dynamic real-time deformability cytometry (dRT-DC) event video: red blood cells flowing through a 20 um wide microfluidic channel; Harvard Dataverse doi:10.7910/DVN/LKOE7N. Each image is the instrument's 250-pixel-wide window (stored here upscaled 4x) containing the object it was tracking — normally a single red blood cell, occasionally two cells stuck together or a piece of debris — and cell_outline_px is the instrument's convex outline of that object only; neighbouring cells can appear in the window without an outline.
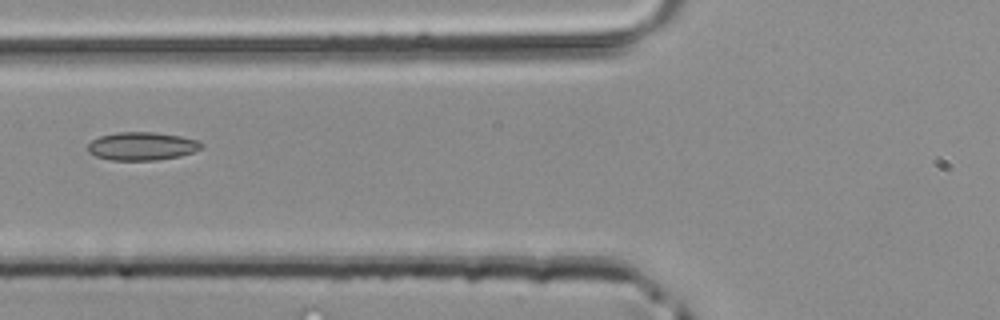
{"species": "common noctule bat (a hibernating species)", "species_latin": "Nyctalus noctula", "temperature_condition": "room temperature", "stored_images_in_passage": 6, "camera_frame_rate_fps": 3000, "um_per_image_px": 0.085, "animal": {"sex": "male", "body_mass_g": 20.4}, "frame": {"image": 1, "passage_image": 5, "time_ms": 1.333, "image_size_px": [1000, 320], "cell_outline_px": [[204, 148], [180, 156], [156, 160], [108, 160], [96, 156], [88, 152], [88, 144], [92, 140], [100, 136], [116, 132], [152, 132], [180, 136], [196, 140], [204, 144]], "centroid_in_image_um": [12.06, 12.43], "position_along_channel_um": 113.7, "area_um2": 18.67}}
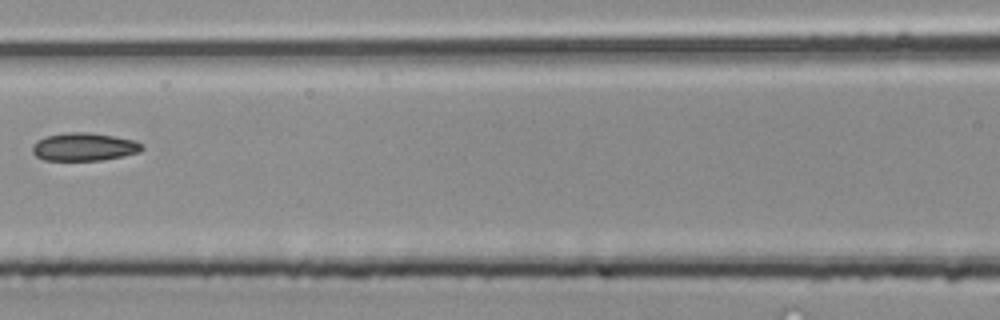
{"frame": {"image": 2, "passage_image": 6, "time_ms": 1.667, "image_size_px": [1000, 320], "cell_outline_px": [[144, 148], [140, 152], [124, 156], [104, 160], [44, 160], [36, 156], [32, 152], [32, 144], [36, 140], [44, 136], [68, 132], [88, 132], [116, 136], [136, 140]], "centroid_in_image_um": [7.14, 12.47], "position_along_channel_um": 159.5, "area_um2": 18.15}}